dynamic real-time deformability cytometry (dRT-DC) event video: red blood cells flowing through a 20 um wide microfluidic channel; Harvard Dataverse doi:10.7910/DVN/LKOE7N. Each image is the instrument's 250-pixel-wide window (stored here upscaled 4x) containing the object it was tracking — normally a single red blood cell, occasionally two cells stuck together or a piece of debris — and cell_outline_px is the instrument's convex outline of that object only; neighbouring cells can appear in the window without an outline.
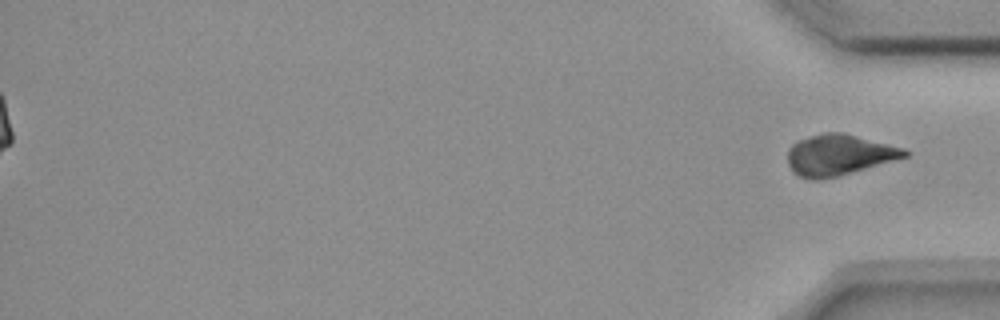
{"species": "common noctule bat (a hibernating species)", "species_latin": "Nyctalus noctula", "temperature_condition": "room temperature", "stored_images_in_passage": 42, "segment_of_instrument_passage": [2, 2], "camera_frame_rate_fps": 3000, "um_per_image_px": 0.085, "animal": {"sex": "female", "body_mass_g": 18.4}, "frame": {"image": 1, "passage_image": 42, "time_ms": 13.667, "image_size_px": [1000, 320], "cell_outline_px": [[908, 156], [840, 176], [820, 180], [808, 180], [792, 172], [788, 164], [788, 148], [796, 140], [824, 132], [844, 132], [904, 148], [908, 152]], "centroid_in_image_um": [71.27, 13.17], "position_along_channel_um": 363.9, "area_um2": 28.15}}